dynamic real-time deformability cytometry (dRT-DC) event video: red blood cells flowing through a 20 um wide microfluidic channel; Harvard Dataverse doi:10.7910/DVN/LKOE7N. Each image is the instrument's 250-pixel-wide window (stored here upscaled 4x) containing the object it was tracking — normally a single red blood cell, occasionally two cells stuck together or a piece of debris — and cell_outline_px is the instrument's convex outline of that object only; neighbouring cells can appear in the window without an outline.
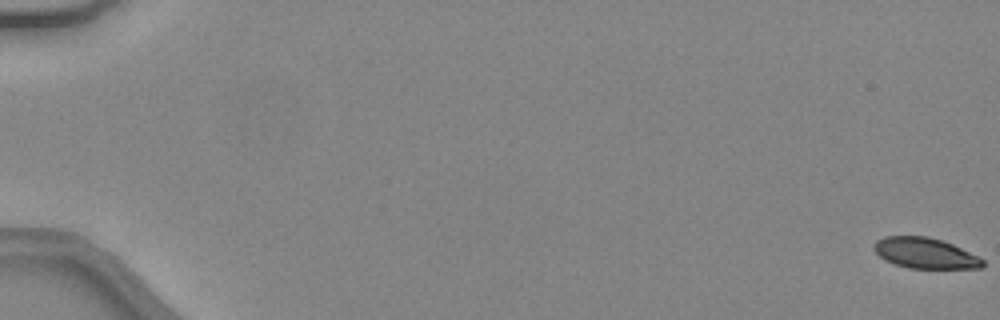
{"species": "common noctule bat (a hibernating species)", "species_latin": "Nyctalus noctula", "temperature_condition": "warm", "stored_images_in_passage": 16, "camera_frame_rate_fps": 3000, "um_per_image_px": 0.085, "animal": {"sex": "female", "body_mass_g": 24.6, "forearm_length_mm": 56.2}, "frame": {"image": 1, "passage_image": 1, "time_ms": 0.0, "image_size_px": [1000, 320], "cell_outline_px": [[984, 264], [980, 268], [908, 268], [884, 260], [872, 248], [872, 244], [876, 240], [884, 236], [928, 236], [944, 240], [984, 260]], "centroid_in_image_um": [78.58, 21.5], "position_along_channel_um": 6.4, "area_um2": 19.36}}
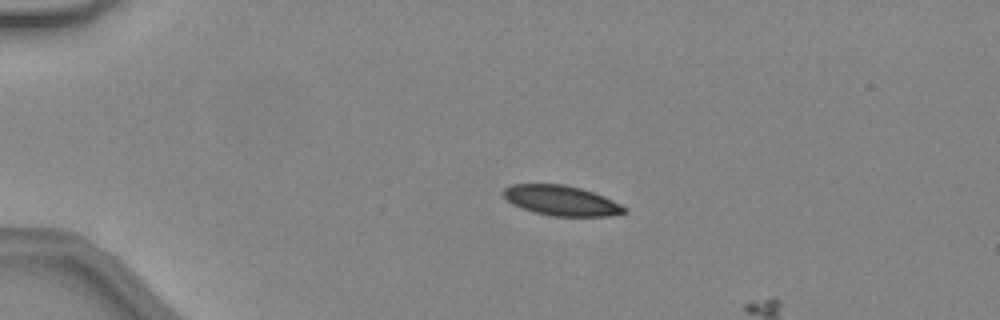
{"frame": {"image": 2, "passage_image": 13, "time_ms": 4.0, "image_size_px": [1000, 320], "cell_outline_px": [[628, 212], [608, 216], [552, 216], [520, 208], [512, 204], [500, 192], [504, 188], [512, 184], [564, 184], [580, 188], [604, 196], [628, 208]], "centroid_in_image_um": [47.7, 17.04], "position_along_channel_um": 37.3, "area_um2": 21.21}}